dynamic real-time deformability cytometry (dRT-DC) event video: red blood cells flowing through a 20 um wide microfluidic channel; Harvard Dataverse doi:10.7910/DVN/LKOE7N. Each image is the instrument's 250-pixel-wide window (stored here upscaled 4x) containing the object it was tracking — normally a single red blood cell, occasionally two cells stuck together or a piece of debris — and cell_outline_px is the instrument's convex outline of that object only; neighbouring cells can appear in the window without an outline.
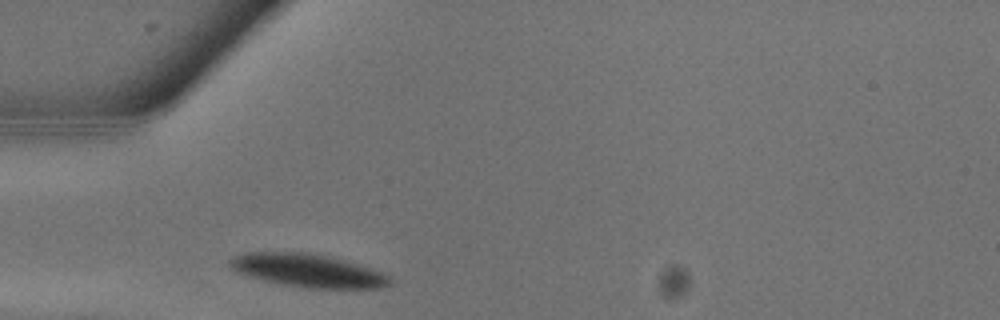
{"species": "common noctule bat (a hibernating species)", "species_latin": "Nyctalus noctula", "temperature_condition": "warm", "stored_images_in_passage": 1, "camera_frame_rate_fps": 3000, "um_per_image_px": 0.085, "animal": {"sex": "male", "body_mass_g": 13.3}, "frame": {"image": 1, "passage_image": 1, "time_ms": 0.0, "image_size_px": [1000, 320], "cell_outline_px": [[392, 280], [388, 284], [380, 288], [304, 288], [264, 280], [248, 276], [236, 272], [228, 264], [228, 260], [232, 256], [244, 252], [308, 252], [328, 256], [372, 268], [384, 272], [392, 276]], "centroid_in_image_um": [26.15, 22.99], "position_along_channel_um": 58.8, "area_um2": 31.04}}